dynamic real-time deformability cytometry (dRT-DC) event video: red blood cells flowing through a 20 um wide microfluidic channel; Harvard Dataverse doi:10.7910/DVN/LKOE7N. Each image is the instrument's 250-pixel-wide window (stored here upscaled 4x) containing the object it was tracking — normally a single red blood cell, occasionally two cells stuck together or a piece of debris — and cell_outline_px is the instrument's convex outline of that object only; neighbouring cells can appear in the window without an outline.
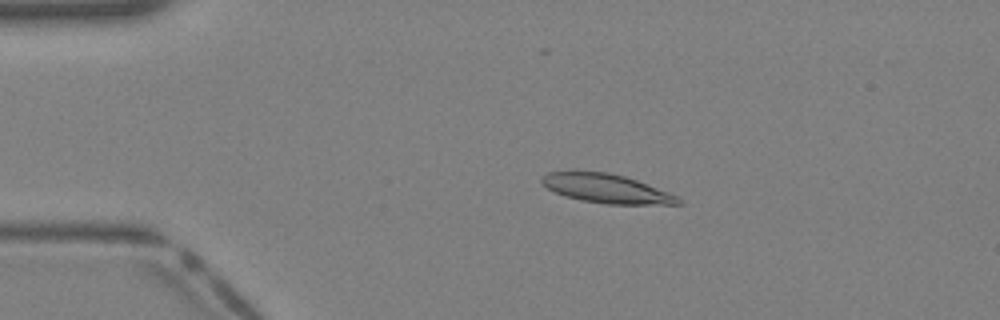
{"species": "Egyptian fruit bat (a non-hibernating species)", "species_latin": "Rousettus aegyptiacus", "temperature_condition": "warm", "stored_images_in_passage": 34, "camera_frame_rate_fps": 3000, "um_per_image_px": 0.085, "animal": {"sex": "female"}, "frame": {"image": 1, "passage_image": 3, "time_ms": 0.667, "image_size_px": [1000, 320], "cell_outline_px": [[680, 204], [608, 204], [580, 200], [564, 196], [540, 184], [540, 180], [548, 172], [608, 172], [624, 176], [636, 180], [668, 192], [676, 196], [680, 200]], "centroid_in_image_um": [51.51, 16.03], "position_along_channel_um": 33.5, "area_um2": 22.6}}
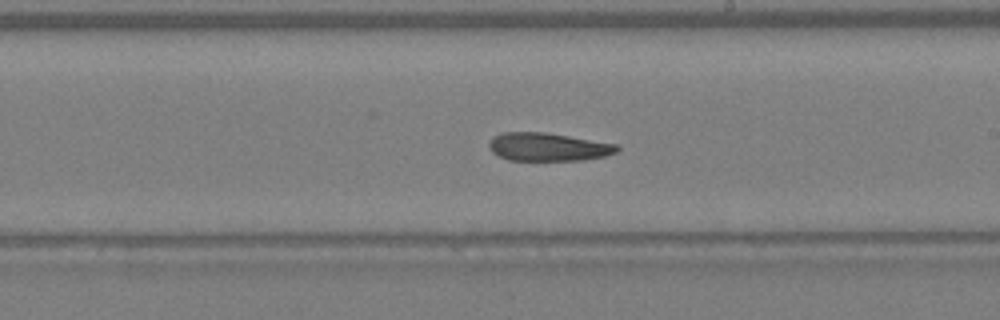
{"frame": {"image": 2, "passage_image": 18, "time_ms": 5.667, "image_size_px": [1000, 320], "cell_outline_px": [[620, 148], [616, 152], [604, 156], [584, 160], [508, 160], [492, 152], [488, 148], [488, 144], [492, 136], [504, 132], [544, 132], [620, 144]], "centroid_in_image_um": [46.59, 12.48], "position_along_channel_um": 242.4, "area_um2": 21.15}}
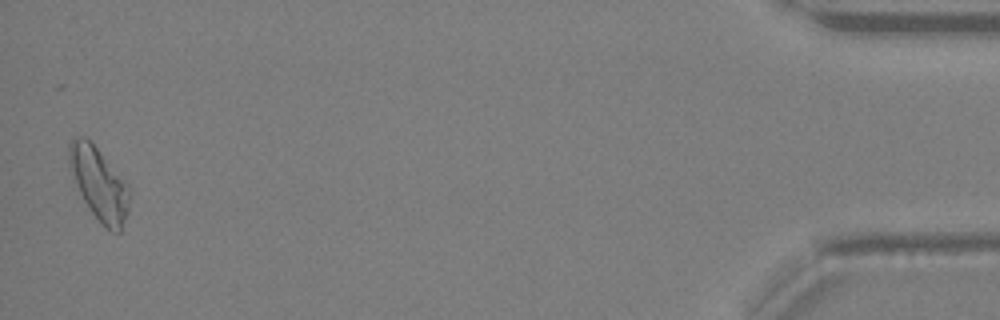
{"frame": {"image": 3, "passage_image": 34, "time_ms": 11.0, "image_size_px": [1000, 320], "cell_outline_px": [[128, 212], [120, 232], [112, 232], [92, 212], [84, 200], [68, 168], [68, 144], [76, 136], [84, 136], [96, 148], [128, 184]], "centroid_in_image_um": [8.38, 15.59], "position_along_channel_um": 426.8, "area_um2": 24.85}}